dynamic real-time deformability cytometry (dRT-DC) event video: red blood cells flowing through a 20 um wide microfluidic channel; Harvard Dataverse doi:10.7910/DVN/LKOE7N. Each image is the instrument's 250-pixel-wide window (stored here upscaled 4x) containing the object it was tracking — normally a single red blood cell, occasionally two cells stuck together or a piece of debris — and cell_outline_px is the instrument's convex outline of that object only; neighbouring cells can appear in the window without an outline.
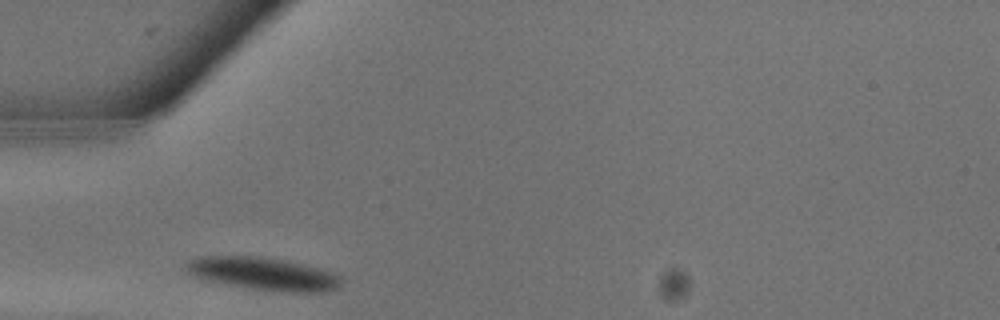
{"species": "common noctule bat (a hibernating species)", "species_latin": "Nyctalus noctula", "temperature_condition": "warm", "stored_images_in_passage": 13, "camera_frame_rate_fps": 3000, "um_per_image_px": 0.085, "animal": {"sex": "male", "body_mass_g": 13.3}, "frame": {"image": 1, "passage_image": 1, "time_ms": 0.0, "image_size_px": [1000, 320], "cell_outline_px": [[344, 280], [336, 288], [328, 292], [292, 292], [252, 288], [228, 284], [208, 280], [192, 276], [184, 268], [184, 264], [188, 260], [196, 256], [260, 256], [284, 260], [332, 272], [340, 276]], "centroid_in_image_um": [22.34, 23.26], "position_along_channel_um": 62.7, "area_um2": 29.42}}
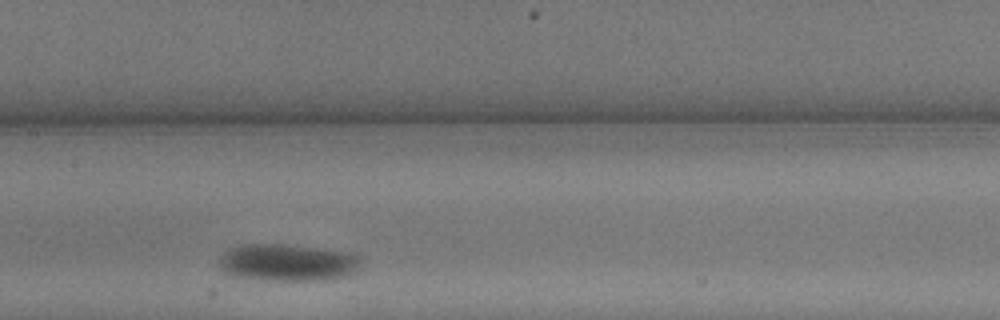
{"frame": {"image": 2, "passage_image": 6, "time_ms": 1.667, "image_size_px": [1000, 320], "cell_outline_px": [[364, 260], [348, 276], [332, 280], [268, 280], [232, 276], [224, 272], [216, 264], [216, 260], [224, 252], [232, 248], [244, 244], [284, 244], [316, 248], [344, 252], [360, 256]], "centroid_in_image_um": [24.4, 22.33], "position_along_channel_um": 183.0, "area_um2": 30.87}}
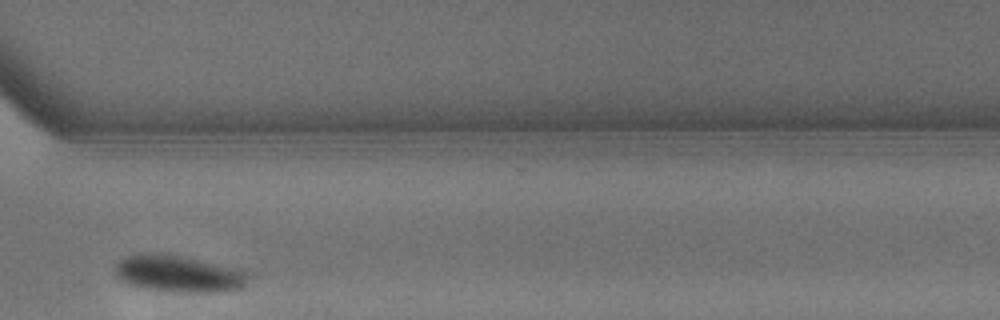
{"frame": {"image": 3, "passage_image": 13, "time_ms": 4.0, "image_size_px": [1000, 320], "cell_outline_px": [[252, 276], [240, 288], [216, 292], [188, 292], [148, 288], [132, 284], [120, 280], [116, 272], [116, 268], [120, 260], [124, 256], [136, 252], [148, 252], [180, 256], [244, 272]], "centroid_in_image_um": [15.11, 23.26], "position_along_channel_um": 355.5, "area_um2": 27.51}}